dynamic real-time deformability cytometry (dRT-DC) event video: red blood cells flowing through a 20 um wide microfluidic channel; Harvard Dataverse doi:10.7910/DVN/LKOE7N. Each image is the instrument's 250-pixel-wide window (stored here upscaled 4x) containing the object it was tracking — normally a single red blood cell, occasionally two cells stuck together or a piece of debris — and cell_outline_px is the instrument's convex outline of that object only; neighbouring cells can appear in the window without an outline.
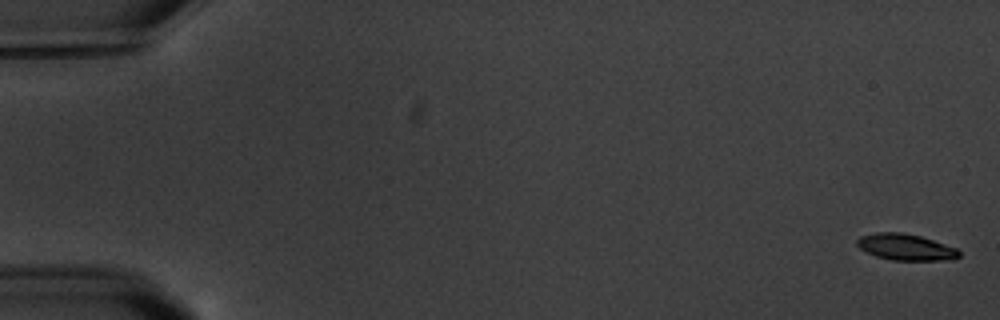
{"species": "common noctule bat (a hibernating species)", "species_latin": "Nyctalus noctula", "temperature_condition": "warm", "stored_images_in_passage": 6, "camera_frame_rate_fps": 3000, "um_per_image_px": 0.085, "animal": {"sex": "male", "body_mass_g": 20.1, "forearm_length_mm": 53.5}, "frame": {"image": 1, "passage_image": 1, "time_ms": 0.0, "image_size_px": [1000, 320], "cell_outline_px": [[960, 256], [952, 260], [892, 260], [876, 256], [860, 248], [856, 244], [856, 240], [860, 236], [876, 232], [904, 232], [920, 236], [956, 248], [960, 252]], "centroid_in_image_um": [76.98, 21.0], "position_along_channel_um": 8.0, "area_um2": 15.61}}